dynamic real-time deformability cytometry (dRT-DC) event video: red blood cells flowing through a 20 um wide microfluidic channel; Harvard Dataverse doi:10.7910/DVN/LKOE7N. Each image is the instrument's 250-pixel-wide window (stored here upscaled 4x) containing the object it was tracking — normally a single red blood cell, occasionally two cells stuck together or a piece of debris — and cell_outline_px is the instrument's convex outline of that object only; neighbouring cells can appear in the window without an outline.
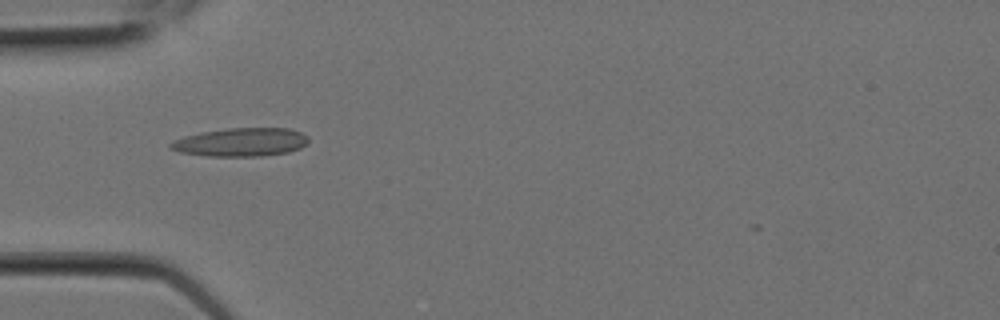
{"species": "Egyptian fruit bat (a non-hibernating species)", "species_latin": "Rousettus aegyptiacus", "temperature_condition": "room temperature", "stored_images_in_passage": 7, "camera_frame_rate_fps": 3000, "um_per_image_px": 0.085, "animal": {"sex": "female"}, "frame": {"image": 1, "passage_image": 6, "time_ms": 1.667, "image_size_px": [1000, 320], "cell_outline_px": [[308, 144], [300, 148], [288, 152], [260, 156], [208, 156], [180, 152], [168, 148], [168, 144], [184, 136], [200, 132], [228, 128], [288, 128], [300, 132], [308, 136]], "centroid_in_image_um": [20.48, 12.08], "position_along_channel_um": 64.5, "area_um2": 22.89}}
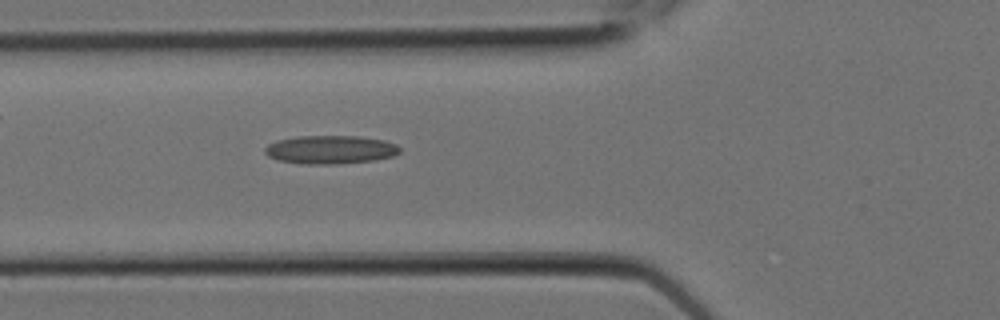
{"frame": {"image": 2, "passage_image": 7, "time_ms": 2.0, "image_size_px": [1000, 320], "cell_outline_px": [[400, 152], [392, 156], [376, 160], [340, 164], [304, 164], [276, 160], [268, 156], [264, 152], [264, 148], [268, 144], [276, 140], [296, 136], [360, 136], [384, 140], [396, 144], [400, 148]], "centroid_in_image_um": [28.06, 12.72], "position_along_channel_um": 97.7, "area_um2": 22.6}}